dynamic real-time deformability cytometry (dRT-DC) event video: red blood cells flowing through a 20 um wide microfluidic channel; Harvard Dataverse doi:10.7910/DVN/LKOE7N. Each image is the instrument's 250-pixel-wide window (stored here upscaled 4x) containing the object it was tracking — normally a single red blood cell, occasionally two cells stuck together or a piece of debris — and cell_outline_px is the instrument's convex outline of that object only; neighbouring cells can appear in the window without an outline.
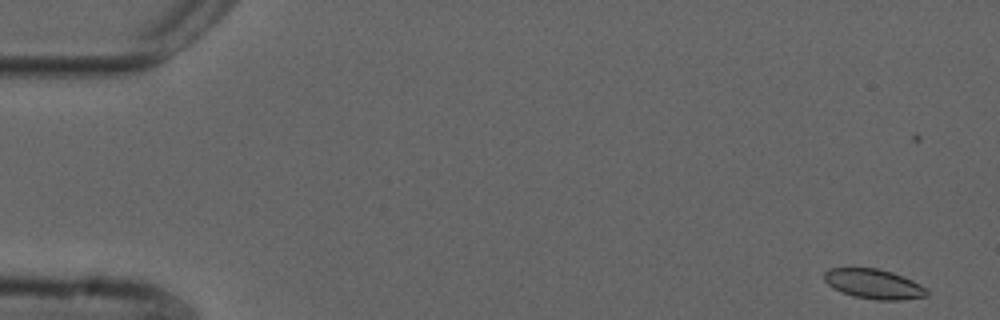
{"species": "common noctule bat (a hibernating species)", "species_latin": "Nyctalus noctula", "temperature_condition": "cold", "stored_images_in_passage": 13, "camera_frame_rate_fps": 3000, "um_per_image_px": 0.085, "animal": {"sex": "male", "forearm_length_mm": 52.5}, "frame": {"image": 1, "passage_image": 1, "time_ms": 0.0, "image_size_px": [1000, 320], "cell_outline_px": [[928, 296], [900, 300], [876, 300], [856, 296], [840, 292], [832, 288], [824, 280], [824, 272], [832, 268], [876, 268], [892, 272], [912, 280], [920, 284], [928, 292]], "centroid_in_image_um": [74.26, 24.14], "position_along_channel_um": 10.7, "area_um2": 17.69}}